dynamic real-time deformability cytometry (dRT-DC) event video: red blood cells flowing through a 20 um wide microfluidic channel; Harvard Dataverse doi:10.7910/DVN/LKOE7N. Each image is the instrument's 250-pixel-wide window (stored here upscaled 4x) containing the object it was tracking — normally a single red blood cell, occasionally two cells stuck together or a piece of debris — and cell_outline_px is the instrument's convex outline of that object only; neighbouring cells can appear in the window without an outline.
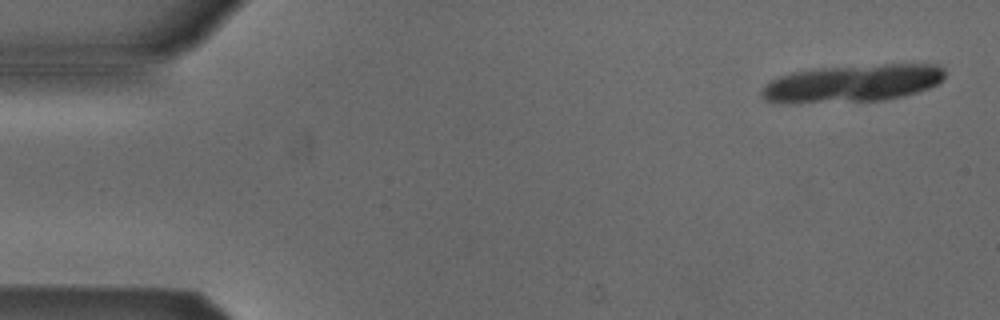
{"species": "Egyptian fruit bat (a non-hibernating species)", "species_latin": "Rousettus aegyptiacus", "temperature_condition": "cold", "stored_images_in_passage": 5, "camera_frame_rate_fps": 3000, "um_per_image_px": 0.085, "animal": {"sex": "male"}, "frame": {"image": 1, "passage_image": 1, "time_ms": 0.0, "image_size_px": [1000, 320], "cell_outline_px": [[944, 76], [936, 84], [928, 88], [904, 96], [884, 100], [796, 104], [784, 104], [764, 100], [760, 96], [760, 92], [764, 84], [780, 76], [792, 72], [812, 68], [880, 64], [936, 64], [944, 68]], "centroid_in_image_um": [72.37, 7.09], "position_along_channel_um": 12.6, "area_um2": 40.69}}
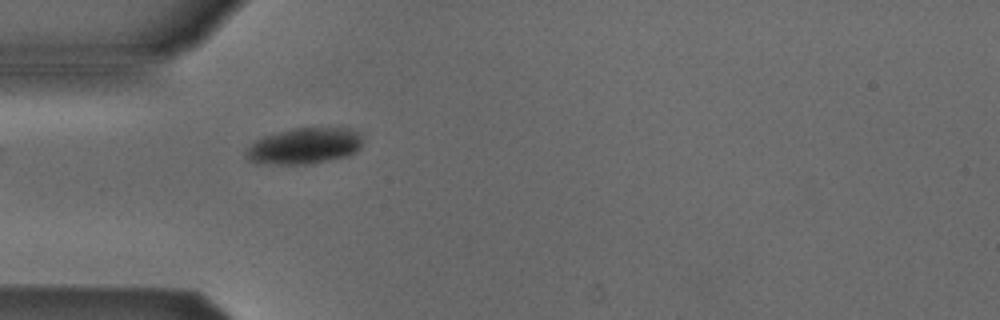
{"frame": {"image": 2, "passage_image": 5, "time_ms": 4.667, "image_size_px": [1000, 320], "cell_outline_px": [[364, 136], [360, 148], [356, 152], [348, 156], [312, 164], [256, 164], [248, 160], [248, 148], [256, 140], [264, 136], [296, 128], [352, 128], [360, 132]], "centroid_in_image_um": [25.95, 12.41], "position_along_channel_um": 59.1, "area_um2": 24.68}}